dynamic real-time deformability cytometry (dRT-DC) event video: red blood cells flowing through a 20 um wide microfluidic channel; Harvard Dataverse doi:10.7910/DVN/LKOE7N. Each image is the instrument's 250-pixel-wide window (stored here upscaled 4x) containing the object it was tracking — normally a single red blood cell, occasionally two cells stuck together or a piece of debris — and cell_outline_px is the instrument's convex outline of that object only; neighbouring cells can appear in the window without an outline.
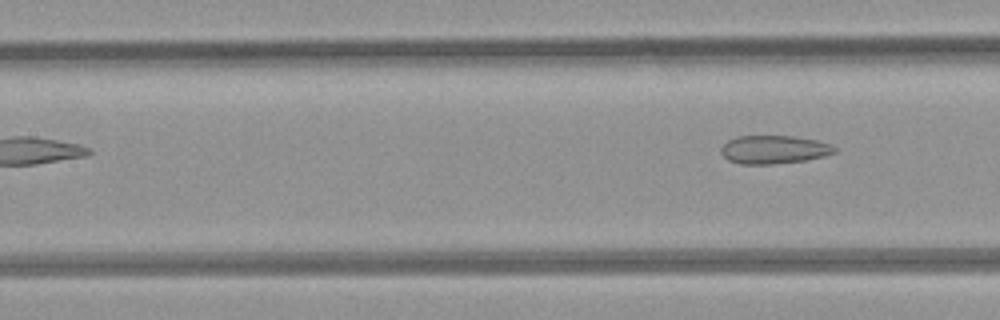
{"species": "common noctule bat (a hibernating species)", "species_latin": "Nyctalus noctula", "temperature_condition": "room temperature", "stored_images_in_passage": 9, "segment_of_instrument_passage": [2, 2], "camera_frame_rate_fps": 3000, "um_per_image_px": 0.085, "animal": {"sex": "female", "body_mass_g": 21.9}, "frame": {"image": 1, "passage_image": 9, "time_ms": 9.333, "image_size_px": [1000, 320], "cell_outline_px": [[836, 152], [824, 156], [804, 160], [772, 164], [740, 164], [728, 160], [720, 152], [720, 148], [728, 140], [736, 136], [792, 136], [816, 140], [828, 144], [836, 148]], "centroid_in_image_um": [65.74, 12.71], "position_along_channel_um": 141.7, "area_um2": 18.61}}